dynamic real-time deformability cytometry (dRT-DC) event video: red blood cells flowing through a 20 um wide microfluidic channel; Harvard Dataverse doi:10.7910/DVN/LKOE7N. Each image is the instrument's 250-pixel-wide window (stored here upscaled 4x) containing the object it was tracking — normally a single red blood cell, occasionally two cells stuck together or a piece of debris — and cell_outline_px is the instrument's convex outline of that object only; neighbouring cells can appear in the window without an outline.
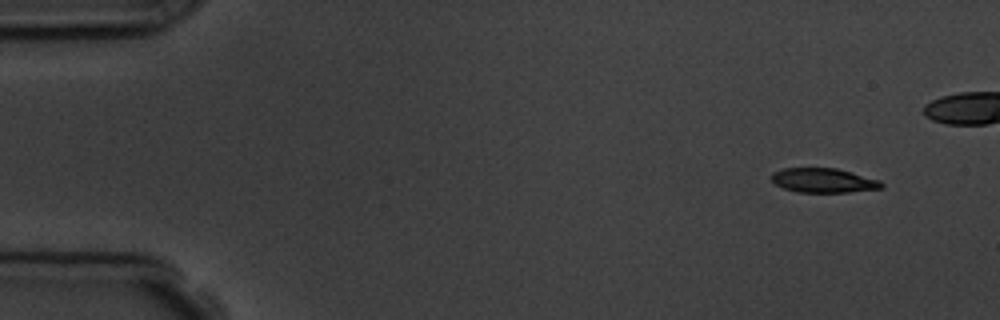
{"species": "common noctule bat (a hibernating species)", "species_latin": "Nyctalus noctula", "temperature_condition": "room temperature", "stored_images_in_passage": 6, "camera_frame_rate_fps": 3000, "um_per_image_px": 0.085, "animal": {"sex": "male", "body_mass_g": 19.5, "forearm_length_mm": 54.6}, "frame": {"image": 1, "passage_image": 1, "time_ms": 0.0, "image_size_px": [1000, 320], "cell_outline_px": [[884, 184], [880, 188], [848, 192], [800, 192], [784, 188], [776, 184], [768, 176], [772, 172], [784, 168], [836, 168], [852, 172], [880, 180]], "centroid_in_image_um": [69.96, 15.32], "position_along_channel_um": 15.0, "area_um2": 15.61}}
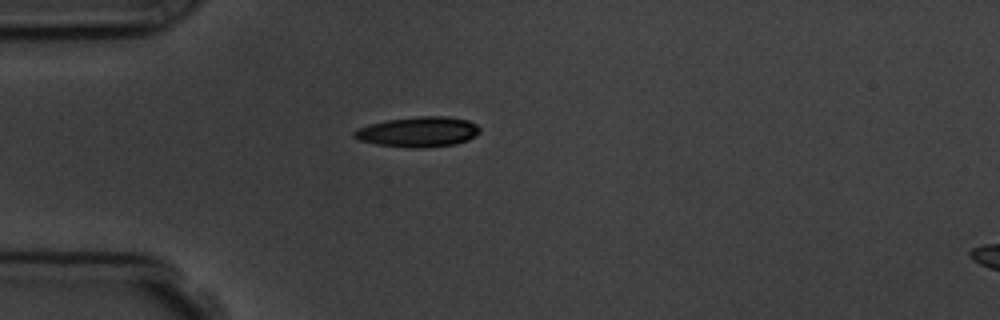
{"frame": {"image": 2, "passage_image": 5, "time_ms": 5.667, "image_size_px": [1000, 320], "cell_outline_px": [[480, 132], [476, 136], [468, 140], [456, 144], [424, 148], [408, 148], [376, 144], [360, 140], [352, 136], [352, 132], [356, 128], [368, 124], [388, 120], [420, 116], [448, 116], [468, 120], [476, 124], [480, 128]], "centroid_in_image_um": [35.55, 11.21], "position_along_channel_um": 49.4, "area_um2": 22.37}}